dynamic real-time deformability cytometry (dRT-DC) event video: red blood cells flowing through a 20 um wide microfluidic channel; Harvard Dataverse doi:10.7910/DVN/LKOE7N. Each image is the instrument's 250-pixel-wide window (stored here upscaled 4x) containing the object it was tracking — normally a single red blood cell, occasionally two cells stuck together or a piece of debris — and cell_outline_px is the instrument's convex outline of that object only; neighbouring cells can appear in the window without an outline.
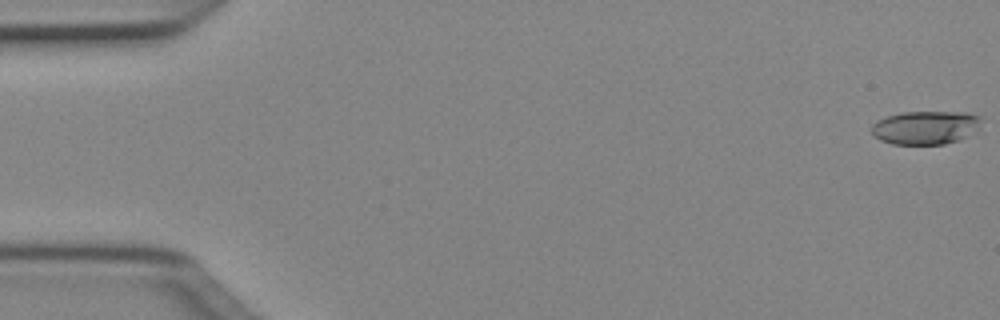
{"species": "Egyptian fruit bat (a non-hibernating species)", "species_latin": "Rousettus aegyptiacus", "temperature_condition": "cold", "stored_images_in_passage": 50, "camera_frame_rate_fps": 3000, "um_per_image_px": 0.085, "animal": {"sex": "female"}, "frame": {"image": 1, "passage_image": 1, "time_ms": 0.0, "image_size_px": [1000, 320], "cell_outline_px": [[980, 132], [960, 140], [944, 144], [892, 144], [880, 140], [872, 136], [872, 124], [876, 120], [900, 112], [964, 112], [980, 116]], "centroid_in_image_um": [78.7, 10.85], "position_along_channel_um": 6.3, "area_um2": 21.85}}
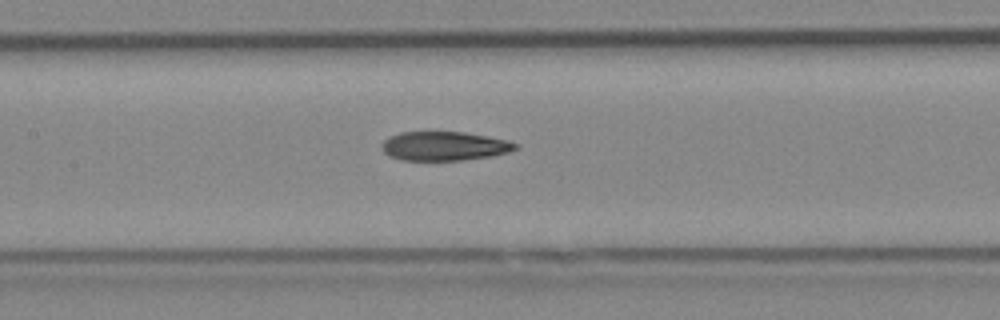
{"frame": {"image": 2, "passage_image": 24, "time_ms": 7.667, "image_size_px": [1000, 320], "cell_outline_px": [[520, 148], [508, 152], [488, 156], [460, 160], [400, 160], [388, 156], [384, 152], [380, 144], [388, 136], [400, 132], [464, 132], [488, 136], [508, 140], [520, 144]], "centroid_in_image_um": [37.75, 12.41], "position_along_channel_um": 169.6, "area_um2": 22.77}}
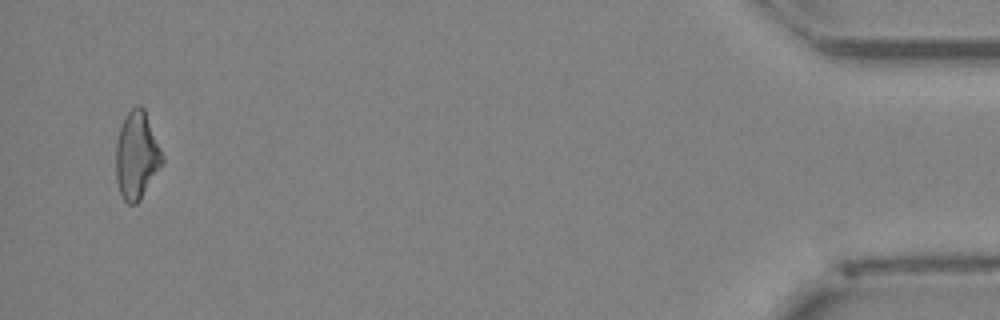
{"frame": {"image": 3, "passage_image": 49, "time_ms": 16.0, "image_size_px": [1000, 320], "cell_outline_px": [[164, 164], [140, 200], [136, 204], [128, 204], [124, 200], [120, 192], [116, 180], [116, 140], [120, 128], [128, 112], [136, 104], [140, 104], [144, 108], [164, 156]], "centroid_in_image_um": [11.64, 13.22], "position_along_channel_um": 423.6, "area_um2": 23.87}, "authors_computed_cell_mechanics": {"area_um2": 23.3512, "velocity_mm_per_s": 4.0454, "shape_relaxation_time_tau1_ms": 8.7398, "shape_relaxation_time_tau2_ms": 3.9999, "deformation_change_tau1": 0.2016, "deformation_change_tau2": 0.1349}}